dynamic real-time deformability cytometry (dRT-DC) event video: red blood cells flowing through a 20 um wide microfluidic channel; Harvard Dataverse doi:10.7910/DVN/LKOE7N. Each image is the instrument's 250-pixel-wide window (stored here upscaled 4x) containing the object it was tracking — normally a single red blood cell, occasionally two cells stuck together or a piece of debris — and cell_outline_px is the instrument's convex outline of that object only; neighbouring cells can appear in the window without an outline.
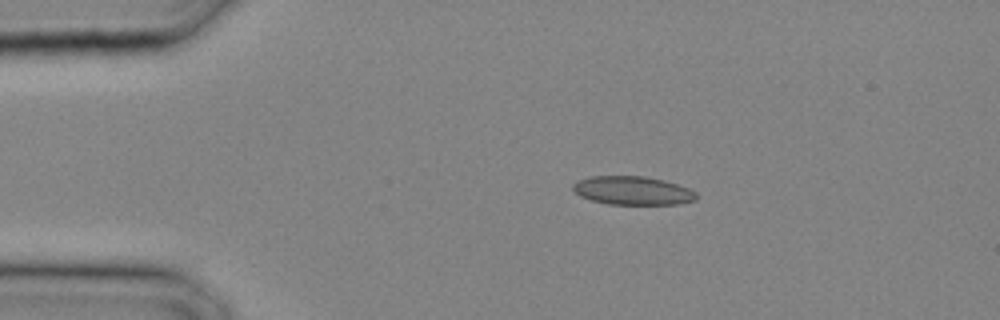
{"species": "common noctule bat (a hibernating species)", "species_latin": "Nyctalus noctula", "temperature_condition": "cold", "stored_images_in_passage": 18, "camera_frame_rate_fps": 3000, "um_per_image_px": 0.085, "animal": {"sex": "male", "body_mass_g": 20.4}, "frame": {"image": 1, "passage_image": 5, "time_ms": 1.333, "image_size_px": [1000, 320], "cell_outline_px": [[696, 200], [680, 204], [608, 204], [592, 200], [580, 196], [572, 188], [572, 184], [576, 180], [592, 176], [644, 176], [664, 180], [688, 188], [696, 192]], "centroid_in_image_um": [53.76, 16.19], "position_along_channel_um": 31.2, "area_um2": 20.52}}
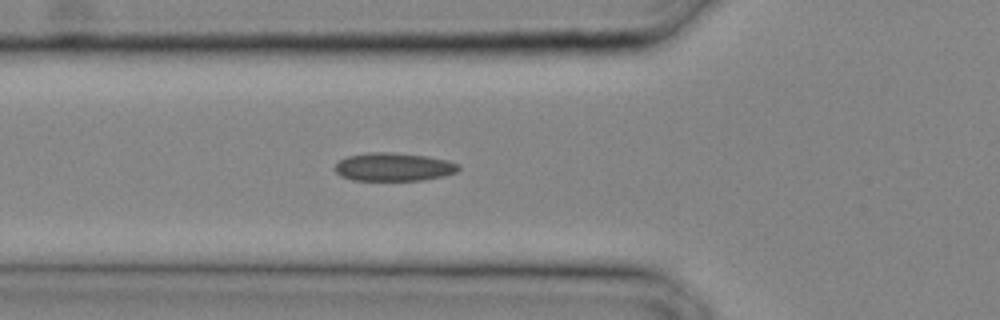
{"frame": {"image": 2, "passage_image": 10, "time_ms": 3.0, "image_size_px": [1000, 320], "cell_outline_px": [[460, 168], [456, 172], [440, 176], [420, 180], [352, 180], [340, 176], [336, 172], [336, 164], [340, 160], [348, 156], [368, 152], [392, 152], [428, 156], [448, 160], [460, 164]], "centroid_in_image_um": [33.46, 14.18], "position_along_channel_um": 92.3, "area_um2": 20.29}}
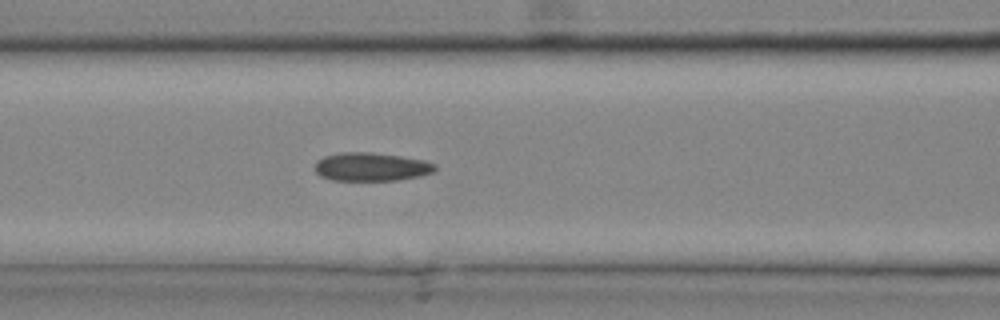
{"frame": {"image": 3, "passage_image": 12, "time_ms": 3.667, "image_size_px": [1000, 320], "cell_outline_px": [[436, 168], [432, 172], [416, 176], [396, 180], [332, 180], [320, 176], [312, 168], [316, 160], [324, 156], [340, 152], [368, 152], [400, 156], [424, 160], [436, 164]], "centroid_in_image_um": [31.47, 14.17], "position_along_channel_um": 135.1, "area_um2": 19.88}}